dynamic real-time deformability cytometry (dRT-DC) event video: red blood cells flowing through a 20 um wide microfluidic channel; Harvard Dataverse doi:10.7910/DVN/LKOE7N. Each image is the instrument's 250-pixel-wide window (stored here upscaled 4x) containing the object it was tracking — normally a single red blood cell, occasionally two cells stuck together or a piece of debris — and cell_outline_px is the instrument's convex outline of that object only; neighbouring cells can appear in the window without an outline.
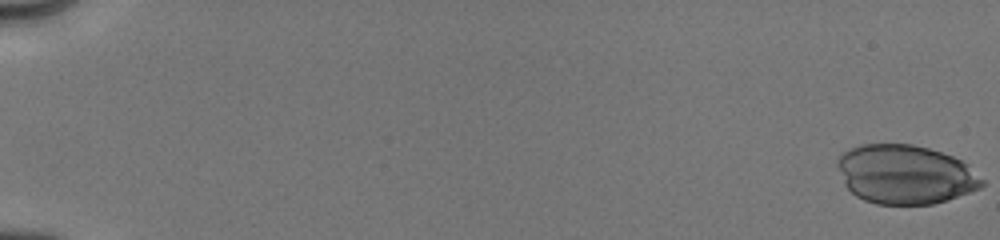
{"species": "human", "species_latin": "Homo sapiens", "temperature_condition": "cold", "stored_images_in_passage": 20, "camera_frame_rate_fps": 3000, "um_per_image_px": 0.085, "donor": {"sex": "male"}, "frame": {"image": 1, "passage_image": 1, "time_ms": 0.0, "image_size_px": [1000, 240], "cell_outline_px": [[984, 184], [980, 188], [932, 204], [876, 204], [864, 200], [856, 196], [844, 184], [836, 164], [836, 160], [848, 148], [860, 144], [912, 144], [928, 148], [952, 156], [968, 164], [984, 180]], "centroid_in_image_um": [76.92, 14.81], "position_along_channel_um": 8.1, "area_um2": 49.65}}
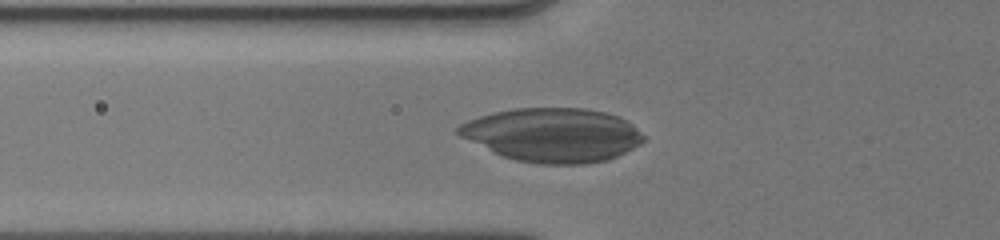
{"frame": {"image": 2, "passage_image": 20, "time_ms": 6.667, "image_size_px": [1000, 240], "cell_outline_px": [[644, 140], [640, 144], [608, 160], [584, 164], [540, 164], [516, 160], [492, 152], [460, 136], [456, 132], [456, 128], [460, 124], [468, 120], [492, 112], [512, 108], [584, 108], [604, 112], [620, 116], [632, 124], [644, 136]], "centroid_in_image_um": [46.96, 11.46], "position_along_channel_um": 78.8, "area_um2": 58.15}}